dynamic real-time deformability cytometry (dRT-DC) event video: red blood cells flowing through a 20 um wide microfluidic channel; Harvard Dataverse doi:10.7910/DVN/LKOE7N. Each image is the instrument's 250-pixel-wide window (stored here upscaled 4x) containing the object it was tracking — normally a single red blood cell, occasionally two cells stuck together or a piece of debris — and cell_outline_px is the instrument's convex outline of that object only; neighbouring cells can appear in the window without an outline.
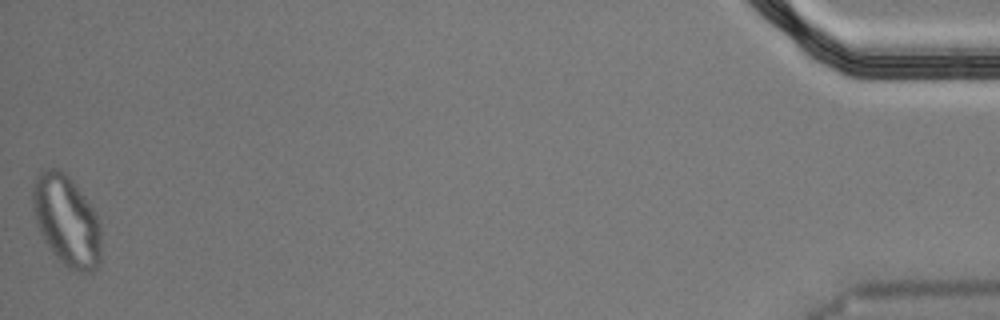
{"species": "Egyptian fruit bat (a non-hibernating species)", "species_latin": "Rousettus aegyptiacus", "temperature_condition": "cold", "stored_images_in_passage": 54, "segment_of_instrument_passage": [2, 2], "camera_frame_rate_fps": 3000, "um_per_image_px": 0.085, "animal": {"sex": "male"}, "frame": {"image": 1, "passage_image": 54, "time_ms": 17.667, "image_size_px": [1000, 320], "cell_outline_px": [[100, 260], [96, 268], [92, 272], [76, 272], [68, 268], [52, 252], [44, 240], [40, 232], [32, 208], [32, 188], [36, 176], [44, 168], [56, 168], [64, 172], [72, 180], [88, 200], [100, 224]], "centroid_in_image_um": [5.65, 18.75], "position_along_channel_um": 429.6, "area_um2": 36.18}}